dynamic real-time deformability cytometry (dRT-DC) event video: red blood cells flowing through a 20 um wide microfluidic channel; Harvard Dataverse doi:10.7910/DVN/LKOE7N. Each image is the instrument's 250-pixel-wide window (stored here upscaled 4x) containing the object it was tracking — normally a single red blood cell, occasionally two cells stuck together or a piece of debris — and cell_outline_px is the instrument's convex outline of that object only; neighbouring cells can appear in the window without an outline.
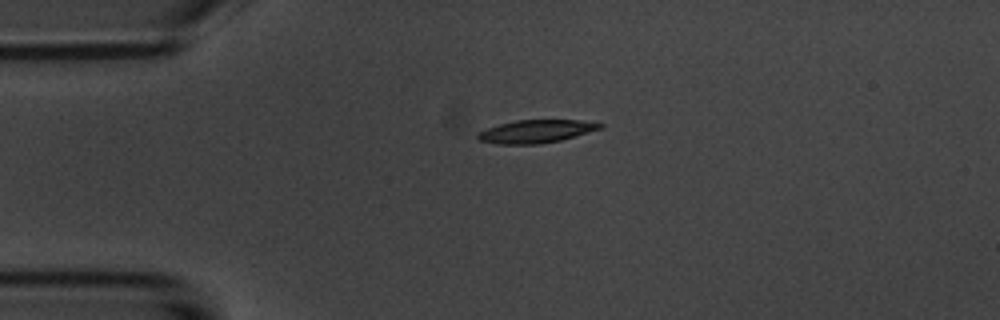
{"species": "common noctule bat (a hibernating species)", "species_latin": "Nyctalus noctula", "temperature_condition": "room temperature", "stored_images_in_passage": 2, "camera_frame_rate_fps": 3000, "um_per_image_px": 0.085, "animal": {"sex": "male", "body_mass_g": 20.1, "forearm_length_mm": 53.5}, "frame": {"image": 1, "passage_image": 1, "time_ms": 0.0, "image_size_px": [1000, 320], "cell_outline_px": [[604, 128], [560, 140], [540, 144], [496, 144], [480, 140], [476, 136], [476, 132], [500, 124], [516, 120], [580, 120], [604, 124]], "centroid_in_image_um": [45.57, 11.16], "position_along_channel_um": 39.4, "area_um2": 16.36}}